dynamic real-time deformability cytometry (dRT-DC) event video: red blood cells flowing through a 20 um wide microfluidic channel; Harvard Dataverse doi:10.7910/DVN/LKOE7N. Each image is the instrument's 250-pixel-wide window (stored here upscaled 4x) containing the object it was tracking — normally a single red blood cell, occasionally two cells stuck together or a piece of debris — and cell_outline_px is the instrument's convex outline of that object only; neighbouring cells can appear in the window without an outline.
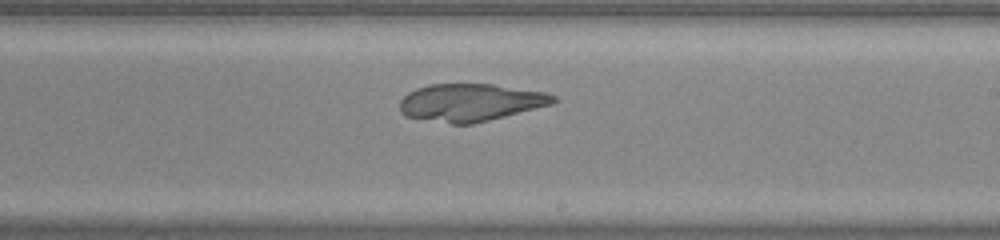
{"species": "common noctule bat (a hibernating species)", "species_latin": "Nyctalus noctula", "temperature_condition": "warm", "stored_images_in_passage": 33, "camera_frame_rate_fps": 3000, "um_per_image_px": 0.085, "animal": {"sex": "male", "body_mass_g": 20.0, "forearm_length_mm": 53.3}, "frame": {"image": 1, "passage_image": 20, "time_ms": 6.333, "image_size_px": [1000, 240], "cell_outline_px": [[556, 100], [552, 104], [472, 124], [452, 124], [408, 116], [400, 112], [400, 100], [408, 92], [416, 88], [428, 84], [492, 84], [544, 92], [556, 96]], "centroid_in_image_um": [39.97, 8.7], "position_along_channel_um": 249.0, "area_um2": 33.23}}